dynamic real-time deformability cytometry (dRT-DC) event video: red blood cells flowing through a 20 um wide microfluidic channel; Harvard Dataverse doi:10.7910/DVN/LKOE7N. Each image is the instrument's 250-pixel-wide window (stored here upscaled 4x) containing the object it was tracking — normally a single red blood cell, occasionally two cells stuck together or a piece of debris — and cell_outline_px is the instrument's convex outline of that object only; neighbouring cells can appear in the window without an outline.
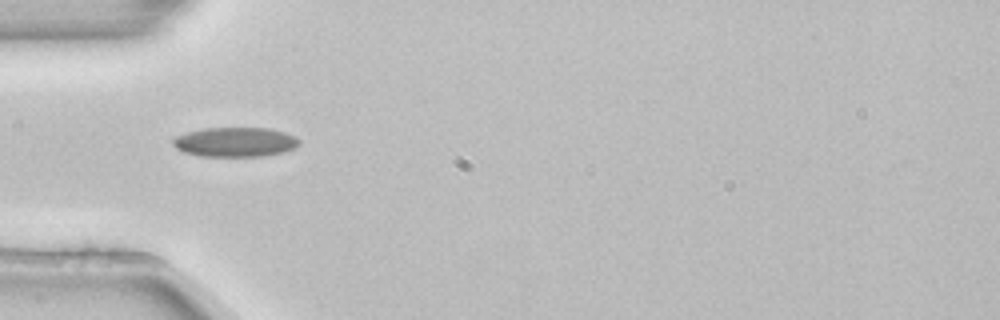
{"species": "common noctule bat (a hibernating species)", "species_latin": "Nyctalus noctula", "temperature_condition": "room temperature", "stored_images_in_passage": 6, "camera_frame_rate_fps": 3000, "um_per_image_px": 0.085, "animal": {"sex": "female", "body_mass_g": 22.7, "forearm_length_mm": 54.2}, "frame": {"image": 1, "passage_image": 3, "time_ms": 0.667, "image_size_px": [1000, 320], "cell_outline_px": [[300, 144], [296, 148], [284, 152], [260, 156], [204, 156], [184, 152], [176, 148], [172, 144], [172, 140], [176, 136], [188, 132], [204, 128], [268, 128], [284, 132], [296, 136], [300, 140]], "centroid_in_image_um": [20.02, 12.07], "position_along_channel_um": 65.0, "area_um2": 21.73}}